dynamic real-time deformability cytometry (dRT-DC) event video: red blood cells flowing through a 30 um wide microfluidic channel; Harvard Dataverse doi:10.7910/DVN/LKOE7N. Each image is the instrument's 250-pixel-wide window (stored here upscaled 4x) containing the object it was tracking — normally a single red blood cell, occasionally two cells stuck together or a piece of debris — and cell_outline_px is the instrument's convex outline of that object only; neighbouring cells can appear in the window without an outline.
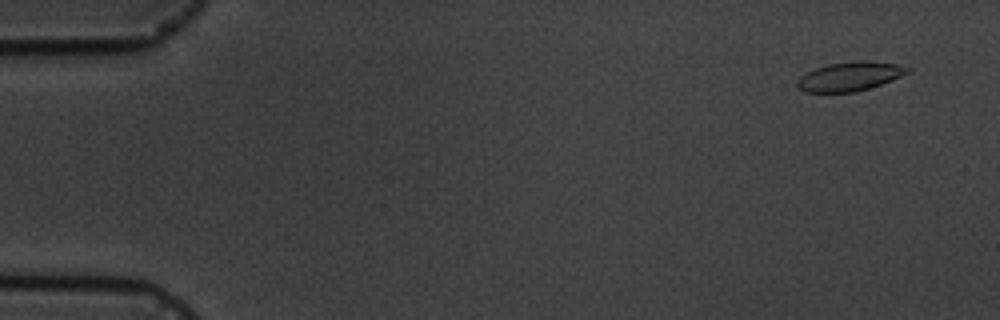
{"species": "common noctule bat (a hibernating species)", "species_latin": "Nyctalus noctula", "temperature_condition": "cold", "stored_images_in_passage": 5, "camera_frame_rate_fps": 3000, "um_per_image_px": 0.085, "animal": {"sex": "male", "body_mass_g": 19.5, "forearm_length_mm": 54.6}, "frame": {"image": 1, "passage_image": 2, "time_ms": 1.0, "image_size_px": [1000, 320], "cell_outline_px": [[912, 72], [892, 80], [856, 92], [804, 92], [796, 84], [796, 80], [800, 76], [816, 68], [828, 64], [860, 60], [864, 60], [896, 64], [912, 68]], "centroid_in_image_um": [72.26, 6.49], "position_along_channel_um": 12.7, "area_um2": 18.67}}
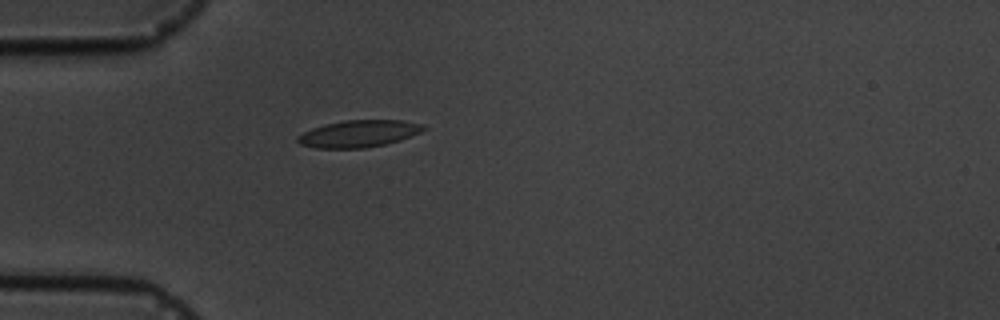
{"frame": {"image": 2, "passage_image": 5, "time_ms": 5.333, "image_size_px": [1000, 320], "cell_outline_px": [[428, 128], [420, 132], [400, 140], [384, 144], [364, 148], [316, 148], [300, 144], [296, 140], [296, 136], [312, 128], [324, 124], [344, 120], [404, 120], [424, 124]], "centroid_in_image_um": [30.49, 11.35], "position_along_channel_um": 54.5, "area_um2": 19.88}}